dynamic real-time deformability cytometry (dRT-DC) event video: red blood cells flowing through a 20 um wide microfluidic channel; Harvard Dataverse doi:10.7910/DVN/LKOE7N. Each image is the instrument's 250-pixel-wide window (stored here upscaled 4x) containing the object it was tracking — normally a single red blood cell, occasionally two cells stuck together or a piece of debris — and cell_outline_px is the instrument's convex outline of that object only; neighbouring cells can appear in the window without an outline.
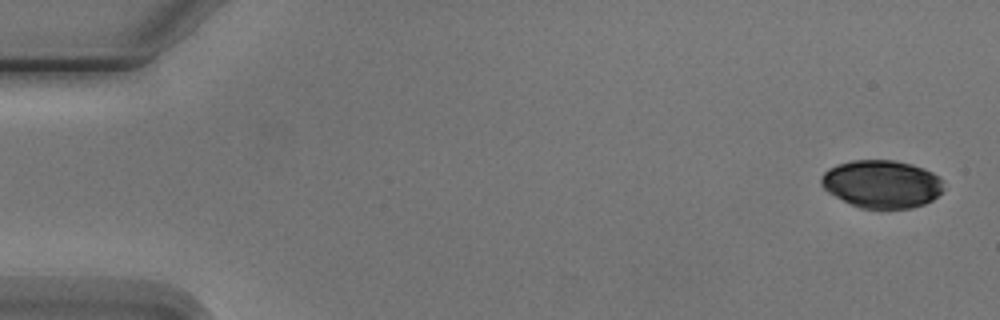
{"species": "Egyptian fruit bat (a non-hibernating species)", "species_latin": "Rousettus aegyptiacus", "temperature_condition": "cold", "stored_images_in_passage": 4, "camera_frame_rate_fps": 3000, "um_per_image_px": 0.085, "animal": {"sex": "male"}, "frame": {"image": 1, "passage_image": 1, "time_ms": 0.0, "image_size_px": [1000, 320], "cell_outline_px": [[944, 188], [932, 200], [924, 204], [912, 208], [860, 208], [828, 192], [820, 184], [820, 180], [824, 172], [828, 168], [836, 164], [852, 160], [896, 160], [912, 164], [924, 168], [932, 172], [940, 180]], "centroid_in_image_um": [74.93, 15.62], "position_along_channel_um": 10.1, "area_um2": 33.99}}
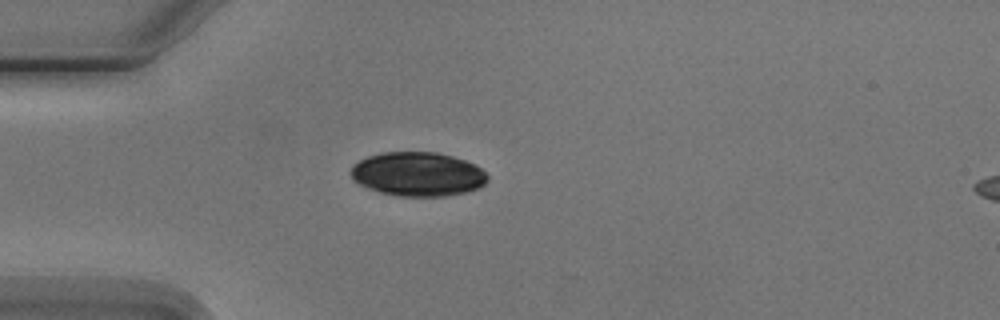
{"frame": {"image": 2, "passage_image": 4, "time_ms": 4.333, "image_size_px": [1000, 320], "cell_outline_px": [[488, 180], [480, 188], [464, 192], [444, 196], [400, 196], [380, 192], [360, 184], [352, 176], [352, 164], [368, 156], [380, 152], [436, 152], [452, 156], [476, 164], [488, 176]], "centroid_in_image_um": [35.54, 14.79], "position_along_channel_um": 49.5, "area_um2": 34.91}}